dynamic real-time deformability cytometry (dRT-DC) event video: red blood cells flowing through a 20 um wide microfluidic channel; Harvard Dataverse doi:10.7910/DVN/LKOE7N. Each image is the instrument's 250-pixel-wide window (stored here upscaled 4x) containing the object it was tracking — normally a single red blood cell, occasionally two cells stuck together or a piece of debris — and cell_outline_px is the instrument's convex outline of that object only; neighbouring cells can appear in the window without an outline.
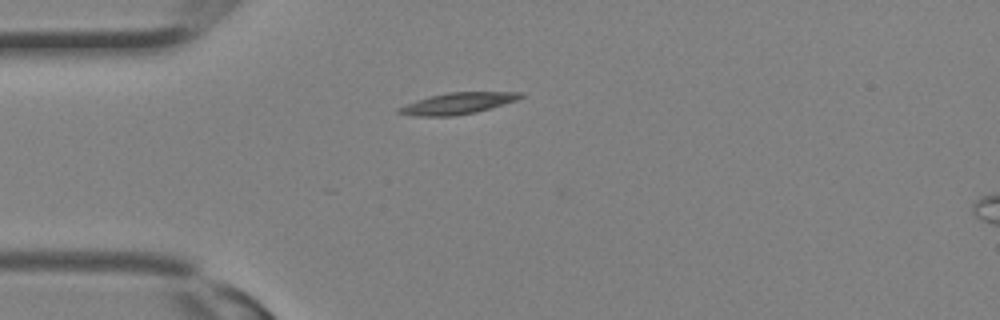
{"species": "Egyptian fruit bat (a non-hibernating species)", "species_latin": "Rousettus aegyptiacus", "temperature_condition": "room temperature", "stored_images_in_passage": 10, "camera_frame_rate_fps": 3000, "um_per_image_px": 0.085, "animal": {"sex": "female"}, "frame": {"image": 1, "passage_image": 1, "time_ms": 0.0, "image_size_px": [1000, 320], "cell_outline_px": [[524, 96], [516, 100], [476, 112], [452, 116], [416, 116], [396, 112], [396, 108], [416, 100], [448, 92], [524, 92]], "centroid_in_image_um": [38.88, 8.78], "position_along_channel_um": 46.1, "area_um2": 14.97}}
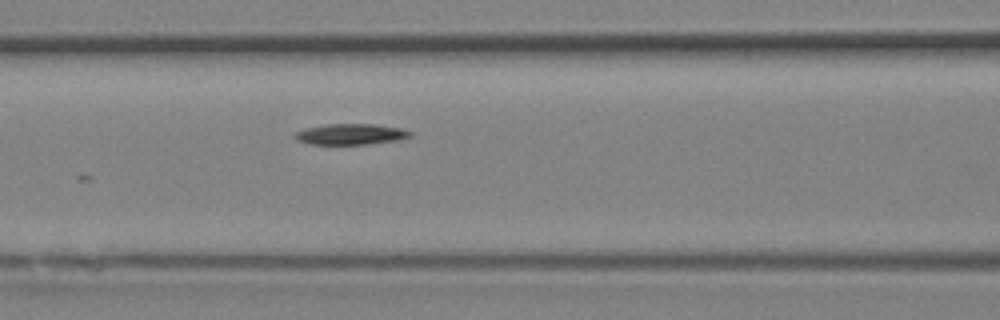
{"frame": {"image": 2, "passage_image": 6, "time_ms": 1.667, "image_size_px": [1000, 320], "cell_outline_px": [[412, 136], [400, 140], [368, 144], [308, 144], [296, 140], [292, 136], [292, 132], [324, 124], [376, 124], [400, 128], [412, 132]], "centroid_in_image_um": [29.78, 11.41], "position_along_channel_um": 136.8, "area_um2": 14.22}}
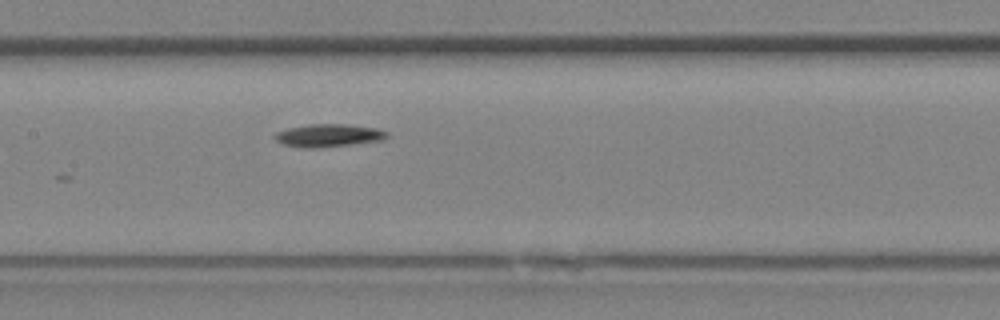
{"frame": {"image": 3, "passage_image": 8, "time_ms": 2.333, "image_size_px": [1000, 320], "cell_outline_px": [[388, 136], [384, 140], [352, 144], [316, 148], [304, 148], [284, 144], [276, 140], [272, 136], [276, 132], [288, 128], [308, 124], [344, 124], [376, 128], [388, 132]], "centroid_in_image_um": [27.92, 11.51], "position_along_channel_um": 179.5, "area_um2": 14.91}}